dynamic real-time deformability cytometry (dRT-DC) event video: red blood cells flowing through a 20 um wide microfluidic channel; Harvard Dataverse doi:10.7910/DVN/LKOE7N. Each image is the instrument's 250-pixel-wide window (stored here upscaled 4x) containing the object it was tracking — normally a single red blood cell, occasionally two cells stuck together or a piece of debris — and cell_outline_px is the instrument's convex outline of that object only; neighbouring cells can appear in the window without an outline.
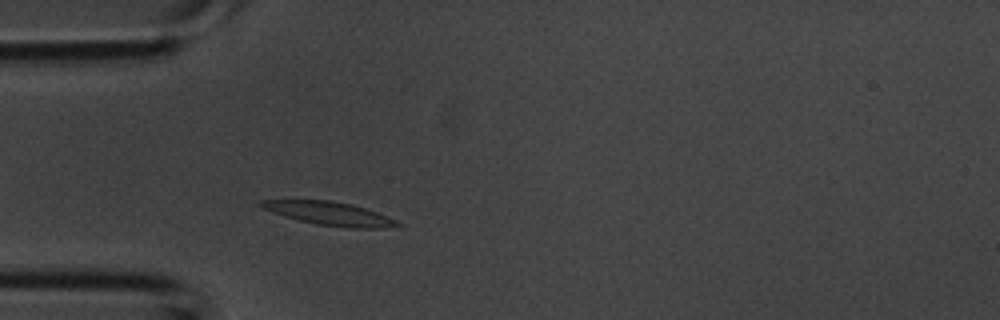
{"species": "common noctule bat (a hibernating species)", "species_latin": "Nyctalus noctula", "temperature_condition": "room temperature", "stored_images_in_passage": 1, "camera_frame_rate_fps": 3000, "um_per_image_px": 0.085, "animal": {"sex": "male", "body_mass_g": 20.1, "forearm_length_mm": 53.5}, "frame": {"image": 1, "passage_image": 1, "time_ms": 0.0, "image_size_px": [1000, 320], "cell_outline_px": [[404, 224], [380, 228], [348, 228], [316, 224], [284, 216], [272, 212], [264, 208], [260, 204], [260, 200], [328, 200], [352, 204], [376, 212], [396, 220]], "centroid_in_image_um": [28.02, 18.15], "position_along_channel_um": 57.0, "area_um2": 18.26}}